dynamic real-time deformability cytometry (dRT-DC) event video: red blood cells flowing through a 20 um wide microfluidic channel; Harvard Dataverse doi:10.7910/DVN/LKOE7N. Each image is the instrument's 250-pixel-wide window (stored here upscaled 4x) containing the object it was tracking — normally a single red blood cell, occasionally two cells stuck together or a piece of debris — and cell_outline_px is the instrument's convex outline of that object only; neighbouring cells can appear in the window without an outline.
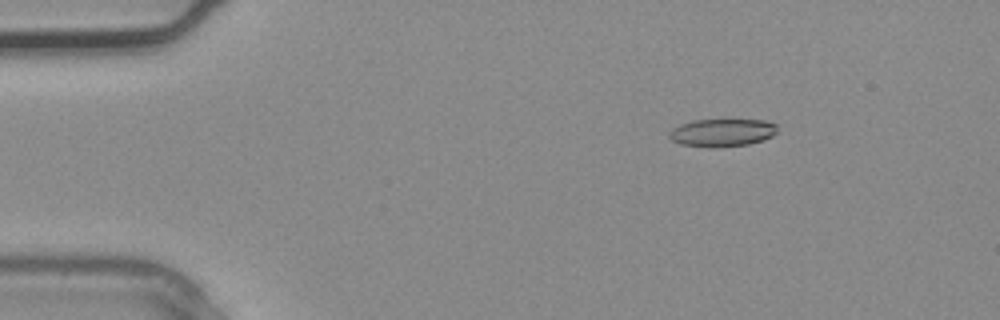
{"species": "common noctule bat (a hibernating species)", "species_latin": "Nyctalus noctula", "temperature_condition": "warm", "stored_images_in_passage": 2, "camera_frame_rate_fps": 3000, "um_per_image_px": 0.085, "animal": {"sex": "male", "body_mass_g": 20.4}, "frame": {"image": 1, "passage_image": 1, "time_ms": 0.0, "image_size_px": [1000, 320], "cell_outline_px": [[780, 124], [776, 132], [772, 136], [764, 140], [748, 144], [712, 148], [708, 148], [680, 144], [672, 140], [668, 136], [668, 132], [672, 128], [680, 124], [692, 120], [764, 120]], "centroid_in_image_um": [61.39, 11.27], "position_along_channel_um": 23.6, "area_um2": 17.8}}